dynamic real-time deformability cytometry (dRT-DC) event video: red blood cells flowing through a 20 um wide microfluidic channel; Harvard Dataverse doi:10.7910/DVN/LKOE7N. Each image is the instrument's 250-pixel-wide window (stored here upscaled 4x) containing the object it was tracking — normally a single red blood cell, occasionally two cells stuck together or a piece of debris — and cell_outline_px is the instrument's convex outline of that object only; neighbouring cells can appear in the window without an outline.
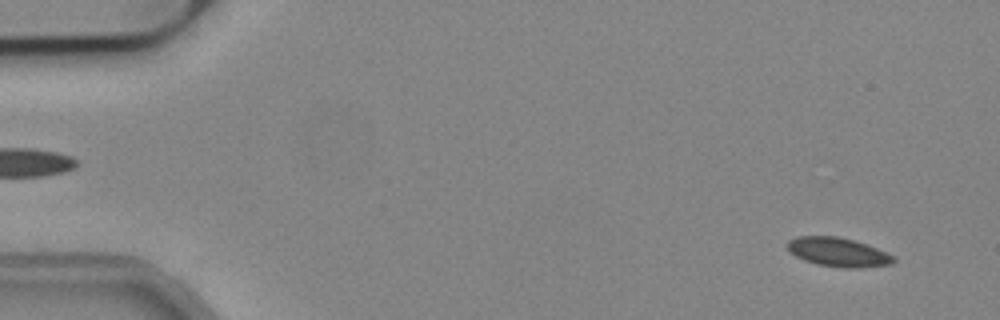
{"species": "common noctule bat (a hibernating species)", "species_latin": "Nyctalus noctula", "temperature_condition": "cold", "stored_images_in_passage": 53, "camera_frame_rate_fps": 3000, "um_per_image_px": 0.085, "animal": {"sex": "male", "body_mass_g": 19.2, "forearm_length_mm": 51.8}, "frame": {"image": 1, "passage_image": 3, "time_ms": 0.667, "image_size_px": [1000, 320], "cell_outline_px": [[896, 260], [892, 264], [852, 268], [844, 268], [816, 264], [804, 260], [788, 252], [788, 240], [796, 236], [836, 236], [868, 244], [896, 256]], "centroid_in_image_um": [71.25, 21.43], "position_along_channel_um": 13.8, "area_um2": 18.03}}
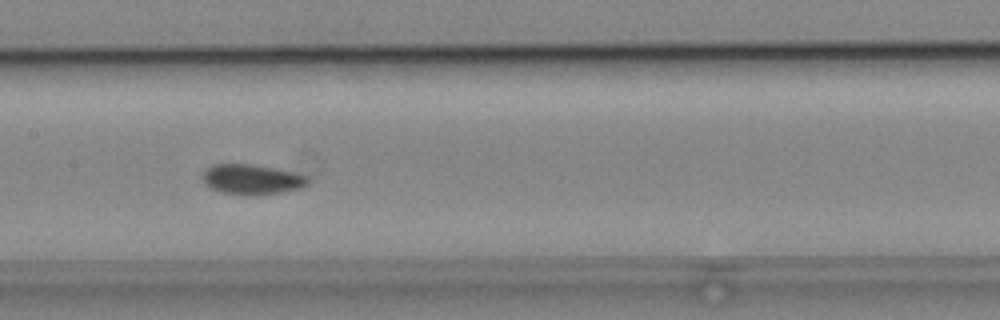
{"frame": {"image": 2, "passage_image": 26, "time_ms": 8.333, "image_size_px": [1000, 320], "cell_outline_px": [[308, 184], [300, 188], [284, 192], [248, 196], [240, 196], [220, 192], [204, 184], [204, 172], [212, 164], [252, 164], [292, 172], [308, 176]], "centroid_in_image_um": [21.4, 15.27], "position_along_channel_um": 186.0, "area_um2": 18.5}}
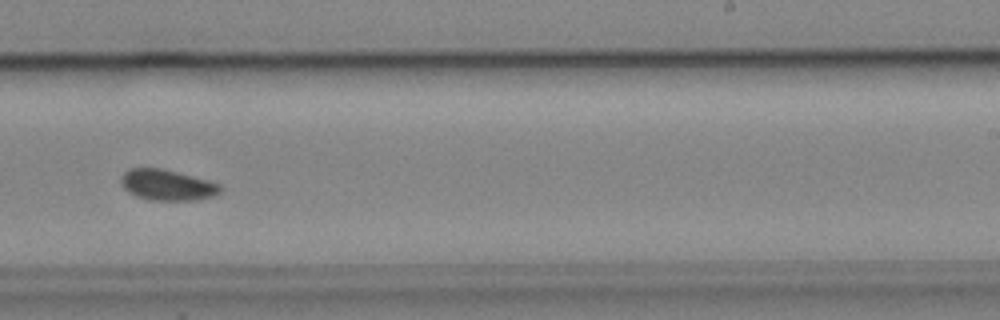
{"frame": {"image": 3, "passage_image": 33, "time_ms": 10.667, "image_size_px": [1000, 320], "cell_outline_px": [[220, 192], [212, 196], [192, 200], [148, 200], [136, 196], [128, 192], [124, 188], [120, 180], [120, 176], [128, 168], [160, 168], [208, 180], [220, 184]], "centroid_in_image_um": [14.16, 15.72], "position_along_channel_um": 274.8, "area_um2": 17.69}, "authors_computed_cell_mechanics": {"area_um2": 17.6868, "velocity_mm_per_s": 3.8315, "shape_relaxation_time_tau1_ms": 5.3772, "shape_relaxation_time_tau2_ms": 4.7569, "deformation_change_tau1": 0.0678, "deformation_change_tau2": 0.0455}}